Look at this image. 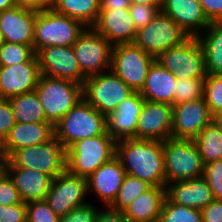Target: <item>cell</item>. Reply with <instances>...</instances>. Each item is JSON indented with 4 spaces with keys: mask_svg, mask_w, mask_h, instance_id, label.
<instances>
[{
    "mask_svg": "<svg viewBox=\"0 0 222 222\" xmlns=\"http://www.w3.org/2000/svg\"><path fill=\"white\" fill-rule=\"evenodd\" d=\"M40 76L38 61L0 66V99L35 91Z\"/></svg>",
    "mask_w": 222,
    "mask_h": 222,
    "instance_id": "cell-17",
    "label": "cell"
},
{
    "mask_svg": "<svg viewBox=\"0 0 222 222\" xmlns=\"http://www.w3.org/2000/svg\"><path fill=\"white\" fill-rule=\"evenodd\" d=\"M7 158L0 152V176L5 173Z\"/></svg>",
    "mask_w": 222,
    "mask_h": 222,
    "instance_id": "cell-51",
    "label": "cell"
},
{
    "mask_svg": "<svg viewBox=\"0 0 222 222\" xmlns=\"http://www.w3.org/2000/svg\"><path fill=\"white\" fill-rule=\"evenodd\" d=\"M204 164L222 159V128L212 120L194 139Z\"/></svg>",
    "mask_w": 222,
    "mask_h": 222,
    "instance_id": "cell-31",
    "label": "cell"
},
{
    "mask_svg": "<svg viewBox=\"0 0 222 222\" xmlns=\"http://www.w3.org/2000/svg\"><path fill=\"white\" fill-rule=\"evenodd\" d=\"M41 74L84 84L82 74L72 46H49L36 52Z\"/></svg>",
    "mask_w": 222,
    "mask_h": 222,
    "instance_id": "cell-14",
    "label": "cell"
},
{
    "mask_svg": "<svg viewBox=\"0 0 222 222\" xmlns=\"http://www.w3.org/2000/svg\"><path fill=\"white\" fill-rule=\"evenodd\" d=\"M201 211L202 222H222V200H213Z\"/></svg>",
    "mask_w": 222,
    "mask_h": 222,
    "instance_id": "cell-45",
    "label": "cell"
},
{
    "mask_svg": "<svg viewBox=\"0 0 222 222\" xmlns=\"http://www.w3.org/2000/svg\"><path fill=\"white\" fill-rule=\"evenodd\" d=\"M67 150L53 136L49 141L15 150L7 160L17 168L45 173L52 179L66 170Z\"/></svg>",
    "mask_w": 222,
    "mask_h": 222,
    "instance_id": "cell-7",
    "label": "cell"
},
{
    "mask_svg": "<svg viewBox=\"0 0 222 222\" xmlns=\"http://www.w3.org/2000/svg\"><path fill=\"white\" fill-rule=\"evenodd\" d=\"M173 106L145 100L138 117L136 139L165 141L171 137Z\"/></svg>",
    "mask_w": 222,
    "mask_h": 222,
    "instance_id": "cell-16",
    "label": "cell"
},
{
    "mask_svg": "<svg viewBox=\"0 0 222 222\" xmlns=\"http://www.w3.org/2000/svg\"><path fill=\"white\" fill-rule=\"evenodd\" d=\"M163 150L166 184L203 177L205 164L194 140L170 137Z\"/></svg>",
    "mask_w": 222,
    "mask_h": 222,
    "instance_id": "cell-6",
    "label": "cell"
},
{
    "mask_svg": "<svg viewBox=\"0 0 222 222\" xmlns=\"http://www.w3.org/2000/svg\"><path fill=\"white\" fill-rule=\"evenodd\" d=\"M107 132V116L82 98L54 125V136L67 150L75 142Z\"/></svg>",
    "mask_w": 222,
    "mask_h": 222,
    "instance_id": "cell-2",
    "label": "cell"
},
{
    "mask_svg": "<svg viewBox=\"0 0 222 222\" xmlns=\"http://www.w3.org/2000/svg\"><path fill=\"white\" fill-rule=\"evenodd\" d=\"M210 22H222V0H199Z\"/></svg>",
    "mask_w": 222,
    "mask_h": 222,
    "instance_id": "cell-44",
    "label": "cell"
},
{
    "mask_svg": "<svg viewBox=\"0 0 222 222\" xmlns=\"http://www.w3.org/2000/svg\"><path fill=\"white\" fill-rule=\"evenodd\" d=\"M203 99L212 116L222 111V75H206L203 84Z\"/></svg>",
    "mask_w": 222,
    "mask_h": 222,
    "instance_id": "cell-36",
    "label": "cell"
},
{
    "mask_svg": "<svg viewBox=\"0 0 222 222\" xmlns=\"http://www.w3.org/2000/svg\"><path fill=\"white\" fill-rule=\"evenodd\" d=\"M16 5L15 0H0V13L4 10L13 8Z\"/></svg>",
    "mask_w": 222,
    "mask_h": 222,
    "instance_id": "cell-50",
    "label": "cell"
},
{
    "mask_svg": "<svg viewBox=\"0 0 222 222\" xmlns=\"http://www.w3.org/2000/svg\"><path fill=\"white\" fill-rule=\"evenodd\" d=\"M212 120L213 116L203 97L173 105L171 137L194 140Z\"/></svg>",
    "mask_w": 222,
    "mask_h": 222,
    "instance_id": "cell-15",
    "label": "cell"
},
{
    "mask_svg": "<svg viewBox=\"0 0 222 222\" xmlns=\"http://www.w3.org/2000/svg\"><path fill=\"white\" fill-rule=\"evenodd\" d=\"M27 203L0 205V222H25Z\"/></svg>",
    "mask_w": 222,
    "mask_h": 222,
    "instance_id": "cell-43",
    "label": "cell"
},
{
    "mask_svg": "<svg viewBox=\"0 0 222 222\" xmlns=\"http://www.w3.org/2000/svg\"><path fill=\"white\" fill-rule=\"evenodd\" d=\"M158 222H202V211L170 202L165 198Z\"/></svg>",
    "mask_w": 222,
    "mask_h": 222,
    "instance_id": "cell-33",
    "label": "cell"
},
{
    "mask_svg": "<svg viewBox=\"0 0 222 222\" xmlns=\"http://www.w3.org/2000/svg\"><path fill=\"white\" fill-rule=\"evenodd\" d=\"M5 172L12 180L22 202L45 200L52 178L37 170L14 167L8 160Z\"/></svg>",
    "mask_w": 222,
    "mask_h": 222,
    "instance_id": "cell-25",
    "label": "cell"
},
{
    "mask_svg": "<svg viewBox=\"0 0 222 222\" xmlns=\"http://www.w3.org/2000/svg\"><path fill=\"white\" fill-rule=\"evenodd\" d=\"M131 0H100V10L129 9Z\"/></svg>",
    "mask_w": 222,
    "mask_h": 222,
    "instance_id": "cell-48",
    "label": "cell"
},
{
    "mask_svg": "<svg viewBox=\"0 0 222 222\" xmlns=\"http://www.w3.org/2000/svg\"><path fill=\"white\" fill-rule=\"evenodd\" d=\"M165 198L166 186H151L136 197L123 213L128 222H158Z\"/></svg>",
    "mask_w": 222,
    "mask_h": 222,
    "instance_id": "cell-26",
    "label": "cell"
},
{
    "mask_svg": "<svg viewBox=\"0 0 222 222\" xmlns=\"http://www.w3.org/2000/svg\"><path fill=\"white\" fill-rule=\"evenodd\" d=\"M161 11L171 17L190 37H197L211 23L199 0H164Z\"/></svg>",
    "mask_w": 222,
    "mask_h": 222,
    "instance_id": "cell-21",
    "label": "cell"
},
{
    "mask_svg": "<svg viewBox=\"0 0 222 222\" xmlns=\"http://www.w3.org/2000/svg\"><path fill=\"white\" fill-rule=\"evenodd\" d=\"M46 119L54 126L83 98V85L41 74L35 88Z\"/></svg>",
    "mask_w": 222,
    "mask_h": 222,
    "instance_id": "cell-5",
    "label": "cell"
},
{
    "mask_svg": "<svg viewBox=\"0 0 222 222\" xmlns=\"http://www.w3.org/2000/svg\"><path fill=\"white\" fill-rule=\"evenodd\" d=\"M116 157L127 175L152 186H166L162 141L134 138L116 141Z\"/></svg>",
    "mask_w": 222,
    "mask_h": 222,
    "instance_id": "cell-1",
    "label": "cell"
},
{
    "mask_svg": "<svg viewBox=\"0 0 222 222\" xmlns=\"http://www.w3.org/2000/svg\"><path fill=\"white\" fill-rule=\"evenodd\" d=\"M37 10L16 5L0 13V32L5 42L33 47Z\"/></svg>",
    "mask_w": 222,
    "mask_h": 222,
    "instance_id": "cell-18",
    "label": "cell"
},
{
    "mask_svg": "<svg viewBox=\"0 0 222 222\" xmlns=\"http://www.w3.org/2000/svg\"><path fill=\"white\" fill-rule=\"evenodd\" d=\"M166 198L170 202L200 210L214 200L212 190L204 177L166 184Z\"/></svg>",
    "mask_w": 222,
    "mask_h": 222,
    "instance_id": "cell-24",
    "label": "cell"
},
{
    "mask_svg": "<svg viewBox=\"0 0 222 222\" xmlns=\"http://www.w3.org/2000/svg\"><path fill=\"white\" fill-rule=\"evenodd\" d=\"M86 194L88 195L87 178L72 174L66 169L52 179L45 201L61 217L86 204Z\"/></svg>",
    "mask_w": 222,
    "mask_h": 222,
    "instance_id": "cell-13",
    "label": "cell"
},
{
    "mask_svg": "<svg viewBox=\"0 0 222 222\" xmlns=\"http://www.w3.org/2000/svg\"><path fill=\"white\" fill-rule=\"evenodd\" d=\"M164 0H131L132 4H150L155 5L157 8H162Z\"/></svg>",
    "mask_w": 222,
    "mask_h": 222,
    "instance_id": "cell-49",
    "label": "cell"
},
{
    "mask_svg": "<svg viewBox=\"0 0 222 222\" xmlns=\"http://www.w3.org/2000/svg\"><path fill=\"white\" fill-rule=\"evenodd\" d=\"M105 208L102 210L99 208L95 222H128L123 212L114 210L110 206Z\"/></svg>",
    "mask_w": 222,
    "mask_h": 222,
    "instance_id": "cell-46",
    "label": "cell"
},
{
    "mask_svg": "<svg viewBox=\"0 0 222 222\" xmlns=\"http://www.w3.org/2000/svg\"><path fill=\"white\" fill-rule=\"evenodd\" d=\"M86 28L82 22L52 7L37 10L33 49L36 53L49 46H72Z\"/></svg>",
    "mask_w": 222,
    "mask_h": 222,
    "instance_id": "cell-3",
    "label": "cell"
},
{
    "mask_svg": "<svg viewBox=\"0 0 222 222\" xmlns=\"http://www.w3.org/2000/svg\"><path fill=\"white\" fill-rule=\"evenodd\" d=\"M16 123L49 122L36 91L9 99Z\"/></svg>",
    "mask_w": 222,
    "mask_h": 222,
    "instance_id": "cell-30",
    "label": "cell"
},
{
    "mask_svg": "<svg viewBox=\"0 0 222 222\" xmlns=\"http://www.w3.org/2000/svg\"><path fill=\"white\" fill-rule=\"evenodd\" d=\"M93 28L113 46L133 43L137 32L129 9L100 10Z\"/></svg>",
    "mask_w": 222,
    "mask_h": 222,
    "instance_id": "cell-22",
    "label": "cell"
},
{
    "mask_svg": "<svg viewBox=\"0 0 222 222\" xmlns=\"http://www.w3.org/2000/svg\"><path fill=\"white\" fill-rule=\"evenodd\" d=\"M4 43H5V40H4L3 34L0 32V48L4 45Z\"/></svg>",
    "mask_w": 222,
    "mask_h": 222,
    "instance_id": "cell-53",
    "label": "cell"
},
{
    "mask_svg": "<svg viewBox=\"0 0 222 222\" xmlns=\"http://www.w3.org/2000/svg\"><path fill=\"white\" fill-rule=\"evenodd\" d=\"M126 175L123 165L115 156L87 178L88 192H94L103 206H110L116 199Z\"/></svg>",
    "mask_w": 222,
    "mask_h": 222,
    "instance_id": "cell-20",
    "label": "cell"
},
{
    "mask_svg": "<svg viewBox=\"0 0 222 222\" xmlns=\"http://www.w3.org/2000/svg\"><path fill=\"white\" fill-rule=\"evenodd\" d=\"M197 38L204 52L206 75H222V22H211Z\"/></svg>",
    "mask_w": 222,
    "mask_h": 222,
    "instance_id": "cell-28",
    "label": "cell"
},
{
    "mask_svg": "<svg viewBox=\"0 0 222 222\" xmlns=\"http://www.w3.org/2000/svg\"><path fill=\"white\" fill-rule=\"evenodd\" d=\"M22 203V199L12 180L5 172L0 176V205H13Z\"/></svg>",
    "mask_w": 222,
    "mask_h": 222,
    "instance_id": "cell-41",
    "label": "cell"
},
{
    "mask_svg": "<svg viewBox=\"0 0 222 222\" xmlns=\"http://www.w3.org/2000/svg\"><path fill=\"white\" fill-rule=\"evenodd\" d=\"M155 60L134 43L118 44L113 46L111 70L134 92H140Z\"/></svg>",
    "mask_w": 222,
    "mask_h": 222,
    "instance_id": "cell-10",
    "label": "cell"
},
{
    "mask_svg": "<svg viewBox=\"0 0 222 222\" xmlns=\"http://www.w3.org/2000/svg\"><path fill=\"white\" fill-rule=\"evenodd\" d=\"M98 209L89 202L61 216L59 222H95Z\"/></svg>",
    "mask_w": 222,
    "mask_h": 222,
    "instance_id": "cell-40",
    "label": "cell"
},
{
    "mask_svg": "<svg viewBox=\"0 0 222 222\" xmlns=\"http://www.w3.org/2000/svg\"><path fill=\"white\" fill-rule=\"evenodd\" d=\"M160 11L161 8H157L155 5L150 4H131L129 7V13L134 22L136 31L145 27Z\"/></svg>",
    "mask_w": 222,
    "mask_h": 222,
    "instance_id": "cell-39",
    "label": "cell"
},
{
    "mask_svg": "<svg viewBox=\"0 0 222 222\" xmlns=\"http://www.w3.org/2000/svg\"><path fill=\"white\" fill-rule=\"evenodd\" d=\"M52 8L86 27H93L99 17L100 0H54Z\"/></svg>",
    "mask_w": 222,
    "mask_h": 222,
    "instance_id": "cell-29",
    "label": "cell"
},
{
    "mask_svg": "<svg viewBox=\"0 0 222 222\" xmlns=\"http://www.w3.org/2000/svg\"><path fill=\"white\" fill-rule=\"evenodd\" d=\"M156 60L177 79L206 77L204 52L197 37H189L181 45L160 54Z\"/></svg>",
    "mask_w": 222,
    "mask_h": 222,
    "instance_id": "cell-12",
    "label": "cell"
},
{
    "mask_svg": "<svg viewBox=\"0 0 222 222\" xmlns=\"http://www.w3.org/2000/svg\"><path fill=\"white\" fill-rule=\"evenodd\" d=\"M203 177L212 190L214 200H222V159L205 164Z\"/></svg>",
    "mask_w": 222,
    "mask_h": 222,
    "instance_id": "cell-38",
    "label": "cell"
},
{
    "mask_svg": "<svg viewBox=\"0 0 222 222\" xmlns=\"http://www.w3.org/2000/svg\"><path fill=\"white\" fill-rule=\"evenodd\" d=\"M190 36L162 11L136 32L134 44L157 58L172 47L181 45Z\"/></svg>",
    "mask_w": 222,
    "mask_h": 222,
    "instance_id": "cell-9",
    "label": "cell"
},
{
    "mask_svg": "<svg viewBox=\"0 0 222 222\" xmlns=\"http://www.w3.org/2000/svg\"><path fill=\"white\" fill-rule=\"evenodd\" d=\"M176 81L175 75L155 60L148 70L140 94L145 100L168 103L173 106Z\"/></svg>",
    "mask_w": 222,
    "mask_h": 222,
    "instance_id": "cell-27",
    "label": "cell"
},
{
    "mask_svg": "<svg viewBox=\"0 0 222 222\" xmlns=\"http://www.w3.org/2000/svg\"><path fill=\"white\" fill-rule=\"evenodd\" d=\"M27 220L29 222H59L60 217L54 213L45 200L27 203Z\"/></svg>",
    "mask_w": 222,
    "mask_h": 222,
    "instance_id": "cell-37",
    "label": "cell"
},
{
    "mask_svg": "<svg viewBox=\"0 0 222 222\" xmlns=\"http://www.w3.org/2000/svg\"><path fill=\"white\" fill-rule=\"evenodd\" d=\"M204 79H177L176 88H174L173 105L202 98Z\"/></svg>",
    "mask_w": 222,
    "mask_h": 222,
    "instance_id": "cell-35",
    "label": "cell"
},
{
    "mask_svg": "<svg viewBox=\"0 0 222 222\" xmlns=\"http://www.w3.org/2000/svg\"><path fill=\"white\" fill-rule=\"evenodd\" d=\"M151 186L152 185L147 181L126 175L119 189V193L110 207L114 210L123 212L136 197L149 189Z\"/></svg>",
    "mask_w": 222,
    "mask_h": 222,
    "instance_id": "cell-32",
    "label": "cell"
},
{
    "mask_svg": "<svg viewBox=\"0 0 222 222\" xmlns=\"http://www.w3.org/2000/svg\"><path fill=\"white\" fill-rule=\"evenodd\" d=\"M54 0H15L16 4L38 11L52 7Z\"/></svg>",
    "mask_w": 222,
    "mask_h": 222,
    "instance_id": "cell-47",
    "label": "cell"
},
{
    "mask_svg": "<svg viewBox=\"0 0 222 222\" xmlns=\"http://www.w3.org/2000/svg\"><path fill=\"white\" fill-rule=\"evenodd\" d=\"M133 92L111 69L87 77L83 84V98L105 116L115 111Z\"/></svg>",
    "mask_w": 222,
    "mask_h": 222,
    "instance_id": "cell-8",
    "label": "cell"
},
{
    "mask_svg": "<svg viewBox=\"0 0 222 222\" xmlns=\"http://www.w3.org/2000/svg\"><path fill=\"white\" fill-rule=\"evenodd\" d=\"M26 61H38L33 47L5 42L0 48V66H12Z\"/></svg>",
    "mask_w": 222,
    "mask_h": 222,
    "instance_id": "cell-34",
    "label": "cell"
},
{
    "mask_svg": "<svg viewBox=\"0 0 222 222\" xmlns=\"http://www.w3.org/2000/svg\"><path fill=\"white\" fill-rule=\"evenodd\" d=\"M213 120L222 128V111L215 114Z\"/></svg>",
    "mask_w": 222,
    "mask_h": 222,
    "instance_id": "cell-52",
    "label": "cell"
},
{
    "mask_svg": "<svg viewBox=\"0 0 222 222\" xmlns=\"http://www.w3.org/2000/svg\"><path fill=\"white\" fill-rule=\"evenodd\" d=\"M144 102L140 92H133L107 116V132L115 141L136 139L138 117Z\"/></svg>",
    "mask_w": 222,
    "mask_h": 222,
    "instance_id": "cell-19",
    "label": "cell"
},
{
    "mask_svg": "<svg viewBox=\"0 0 222 222\" xmlns=\"http://www.w3.org/2000/svg\"><path fill=\"white\" fill-rule=\"evenodd\" d=\"M15 123L9 99H0V144L8 136Z\"/></svg>",
    "mask_w": 222,
    "mask_h": 222,
    "instance_id": "cell-42",
    "label": "cell"
},
{
    "mask_svg": "<svg viewBox=\"0 0 222 222\" xmlns=\"http://www.w3.org/2000/svg\"><path fill=\"white\" fill-rule=\"evenodd\" d=\"M116 156V141L106 132L75 142L67 149L66 169L88 178L101 165Z\"/></svg>",
    "mask_w": 222,
    "mask_h": 222,
    "instance_id": "cell-4",
    "label": "cell"
},
{
    "mask_svg": "<svg viewBox=\"0 0 222 222\" xmlns=\"http://www.w3.org/2000/svg\"><path fill=\"white\" fill-rule=\"evenodd\" d=\"M72 47L86 78L111 69L113 45L93 27H87Z\"/></svg>",
    "mask_w": 222,
    "mask_h": 222,
    "instance_id": "cell-11",
    "label": "cell"
},
{
    "mask_svg": "<svg viewBox=\"0 0 222 222\" xmlns=\"http://www.w3.org/2000/svg\"><path fill=\"white\" fill-rule=\"evenodd\" d=\"M53 136L54 126L50 122L15 123L0 144V152L8 158L15 150L45 143Z\"/></svg>",
    "mask_w": 222,
    "mask_h": 222,
    "instance_id": "cell-23",
    "label": "cell"
}]
</instances>
